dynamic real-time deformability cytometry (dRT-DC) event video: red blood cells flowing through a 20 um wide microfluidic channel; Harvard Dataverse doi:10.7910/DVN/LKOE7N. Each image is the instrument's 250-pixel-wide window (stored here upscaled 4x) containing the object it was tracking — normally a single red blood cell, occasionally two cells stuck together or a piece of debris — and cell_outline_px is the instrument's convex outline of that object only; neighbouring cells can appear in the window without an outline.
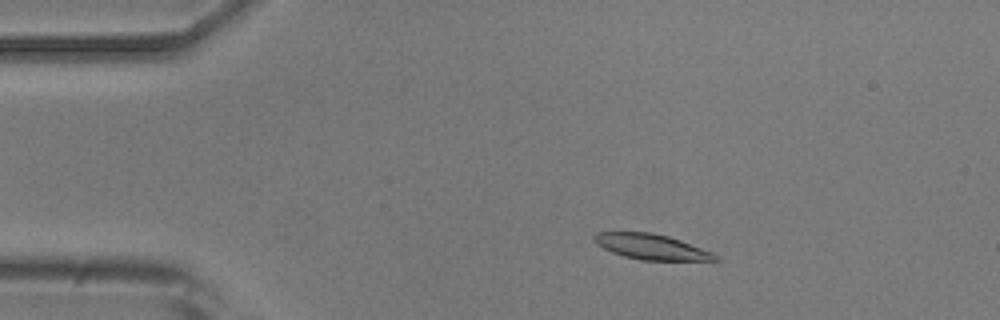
{"species": "common noctule bat (a hibernating species)", "species_latin": "Nyctalus noctula", "temperature_condition": "room temperature", "stored_images_in_passage": 4, "camera_frame_rate_fps": 3000, "um_per_image_px": 0.085, "animal": {"sex": "male", "body_mass_g": 20.5, "forearm_length_mm": 52.5}, "frame": {"image": 1, "passage_image": 3, "time_ms": 2.333, "image_size_px": [1000, 320], "cell_outline_px": [[720, 260], [640, 260], [624, 256], [612, 252], [596, 244], [592, 240], [592, 236], [596, 232], [652, 232], [668, 236], [680, 240], [712, 252], [720, 256]], "centroid_in_image_um": [55.34, 20.97], "position_along_channel_um": 29.7, "area_um2": 17.92}}